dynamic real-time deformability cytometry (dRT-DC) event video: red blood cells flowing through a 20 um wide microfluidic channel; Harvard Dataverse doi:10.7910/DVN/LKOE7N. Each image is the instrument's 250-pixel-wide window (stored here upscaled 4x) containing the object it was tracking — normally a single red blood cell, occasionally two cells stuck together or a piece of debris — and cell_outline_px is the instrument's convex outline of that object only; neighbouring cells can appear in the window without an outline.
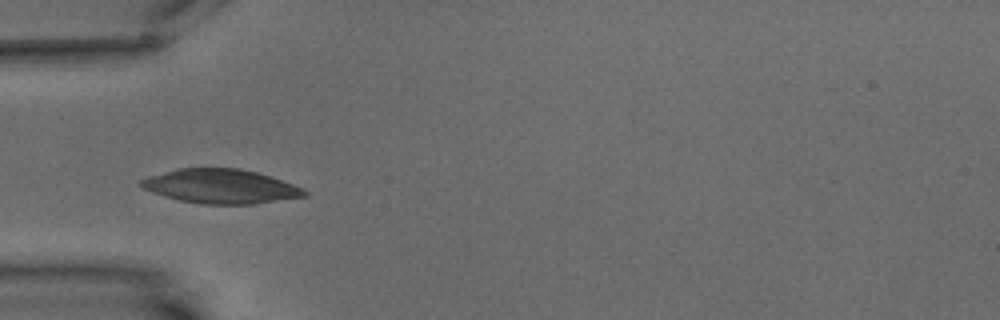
{"species": "common noctule bat (a hibernating species)", "species_latin": "Nyctalus noctula", "temperature_condition": "warm", "stored_images_in_passage": 10, "segment_of_instrument_passage": [2, 2], "camera_frame_rate_fps": 3000, "um_per_image_px": 0.085, "animal": {"sex": "male", "body_mass_g": 15.6}, "frame": {"image": 1, "passage_image": 6, "time_ms": 6.667, "image_size_px": [1000, 320], "cell_outline_px": [[308, 196], [252, 204], [200, 204], [180, 200], [164, 196], [152, 192], [136, 184], [140, 180], [148, 176], [176, 168], [240, 168], [256, 172], [304, 188], [308, 192]], "centroid_in_image_um": [18.73, 15.83], "position_along_channel_um": 66.3, "area_um2": 32.6}}